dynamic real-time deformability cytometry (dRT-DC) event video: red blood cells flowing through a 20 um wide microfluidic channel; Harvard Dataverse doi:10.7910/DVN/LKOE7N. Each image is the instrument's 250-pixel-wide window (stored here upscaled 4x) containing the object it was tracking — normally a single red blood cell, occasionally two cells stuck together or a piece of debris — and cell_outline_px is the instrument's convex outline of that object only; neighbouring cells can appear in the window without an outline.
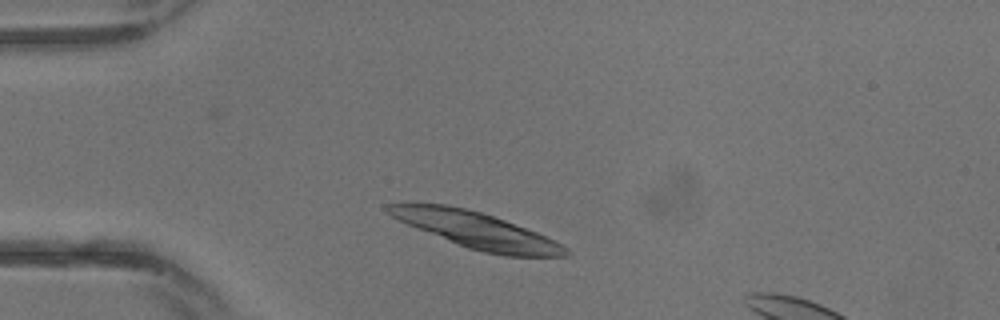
{"species": "common noctule bat (a hibernating species)", "species_latin": "Nyctalus noctula", "temperature_condition": "warm", "stored_images_in_passage": 12, "camera_frame_rate_fps": 3000, "um_per_image_px": 0.085, "animal": {"sex": "male", "body_mass_g": 13.3}, "frame": {"image": 1, "passage_image": 3, "time_ms": 0.667, "image_size_px": [1000, 320], "cell_outline_px": [[572, 252], [568, 256], [504, 256], [484, 252], [468, 248], [408, 224], [392, 216], [384, 208], [384, 204], [448, 204], [480, 212], [504, 220], [536, 232], [568, 248]], "centroid_in_image_um": [40.52, 19.57], "position_along_channel_um": 44.5, "area_um2": 36.47}}